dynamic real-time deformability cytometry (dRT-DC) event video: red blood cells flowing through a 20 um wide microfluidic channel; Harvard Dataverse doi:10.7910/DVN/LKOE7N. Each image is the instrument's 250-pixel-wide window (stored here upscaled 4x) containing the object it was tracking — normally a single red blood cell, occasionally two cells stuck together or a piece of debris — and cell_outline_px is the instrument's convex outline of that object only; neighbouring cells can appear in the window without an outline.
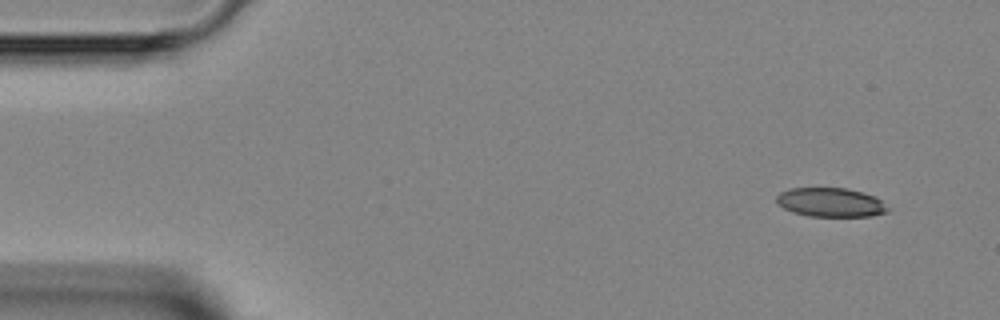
{"species": "Egyptian fruit bat (a non-hibernating species)", "species_latin": "Rousettus aegyptiacus", "temperature_condition": "room temperature", "stored_images_in_passage": 4, "camera_frame_rate_fps": 3000, "um_per_image_px": 0.085, "animal": {"sex": "female"}, "frame": {"image": 1, "passage_image": 1, "time_ms": 0.0, "image_size_px": [1000, 320], "cell_outline_px": [[888, 212], [872, 216], [808, 216], [792, 212], [776, 204], [776, 196], [780, 192], [788, 188], [844, 188], [860, 192], [872, 196], [880, 200], [888, 208]], "centroid_in_image_um": [70.54, 17.2], "position_along_channel_um": 14.5, "area_um2": 18.73}}
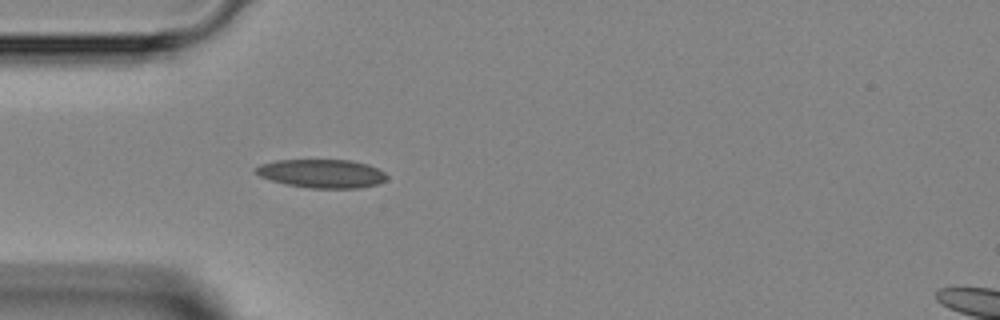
{"frame": {"image": 2, "passage_image": 4, "time_ms": 3.333, "image_size_px": [1000, 320], "cell_outline_px": [[388, 176], [384, 180], [376, 184], [360, 188], [312, 188], [288, 184], [272, 180], [260, 176], [256, 172], [256, 168], [260, 164], [276, 160], [352, 160], [368, 164], [384, 172]], "centroid_in_image_um": [27.38, 14.74], "position_along_channel_um": 57.6, "area_um2": 21.56}}